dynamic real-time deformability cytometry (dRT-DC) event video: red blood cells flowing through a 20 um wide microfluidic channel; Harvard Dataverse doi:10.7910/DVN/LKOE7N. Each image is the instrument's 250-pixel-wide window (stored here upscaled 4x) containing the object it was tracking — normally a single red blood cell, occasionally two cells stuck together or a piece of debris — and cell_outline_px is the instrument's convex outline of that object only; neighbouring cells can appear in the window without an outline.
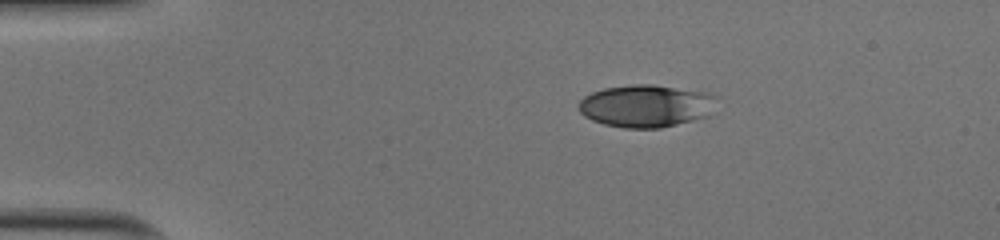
{"species": "human", "species_latin": "Homo sapiens", "temperature_condition": "cold", "stored_images_in_passage": 42, "camera_frame_rate_fps": 3000, "um_per_image_px": 0.085, "donor": {"sex": "male"}, "frame": {"image": 1, "passage_image": 1, "time_ms": 0.0, "image_size_px": [1000, 240], "cell_outline_px": [[720, 96], [708, 116], [660, 128], [624, 128], [604, 124], [592, 120], [584, 116], [576, 108], [580, 100], [584, 96], [592, 92], [604, 88], [636, 84], [652, 84], [712, 92]], "centroid_in_image_um": [54.94, 8.99], "position_along_channel_um": 30.1, "area_um2": 34.62}}
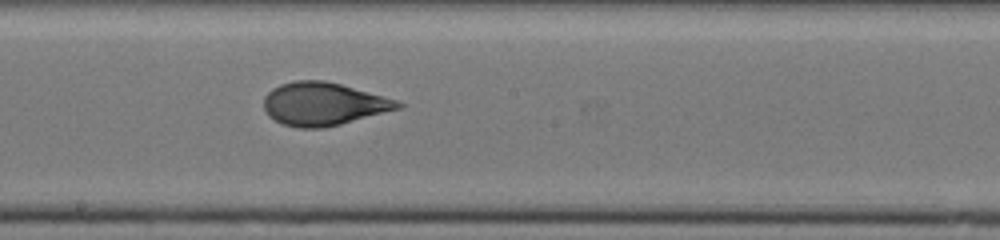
{"frame": {"image": 2, "passage_image": 20, "time_ms": 6.333, "image_size_px": [1000, 240], "cell_outline_px": [[404, 108], [324, 128], [296, 128], [284, 124], [268, 116], [264, 108], [264, 96], [272, 88], [280, 84], [296, 80], [324, 80], [340, 84], [396, 100], [404, 104]], "centroid_in_image_um": [27.48, 8.84], "position_along_channel_um": 220.7, "area_um2": 33.58}}
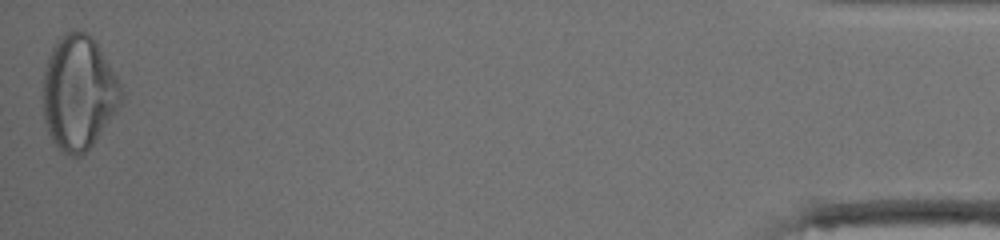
{"frame": {"image": 3, "passage_image": 42, "time_ms": 13.667, "image_size_px": [1000, 240], "cell_outline_px": [[124, 100], [92, 144], [80, 156], [72, 156], [64, 152], [52, 140], [48, 132], [44, 120], [44, 68], [48, 56], [52, 48], [60, 36], [64, 32], [84, 32], [92, 36], [116, 76], [120, 84], [124, 96]], "centroid_in_image_um": [6.68, 7.87], "position_along_channel_um": 428.5, "area_um2": 51.44}, "authors_computed_cell_mechanics": {"area_um2": 33.7841, "velocity_mm_per_s": 4.0354, "shape_relaxation_time_tau1_ms": 5.9577, "shape_relaxation_time_tau2_ms": 0.8646, "deformation_change_tau1": 0.1898, "deformation_change_tau2": 0.0677}}